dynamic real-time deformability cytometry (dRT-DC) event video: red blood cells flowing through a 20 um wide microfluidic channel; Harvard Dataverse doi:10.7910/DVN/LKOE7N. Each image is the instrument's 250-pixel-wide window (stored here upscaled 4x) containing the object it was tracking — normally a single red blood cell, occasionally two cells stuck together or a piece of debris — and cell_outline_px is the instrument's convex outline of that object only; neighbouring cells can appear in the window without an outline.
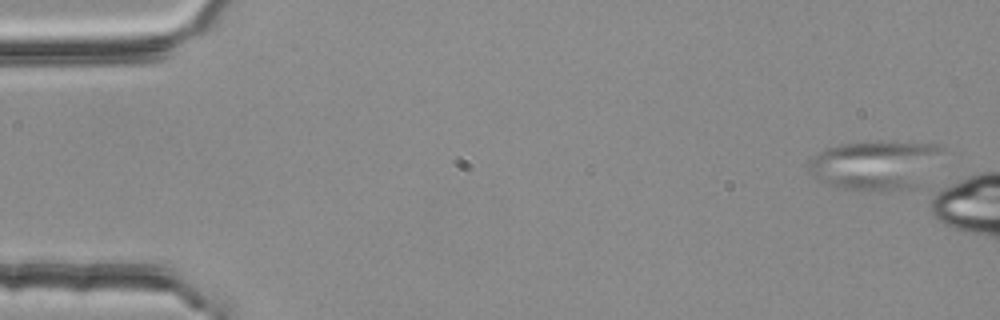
{"species": "common noctule bat (a hibernating species)", "species_latin": "Nyctalus noctula", "temperature_condition": "room temperature", "stored_images_in_passage": 1, "camera_frame_rate_fps": 3000, "um_per_image_px": 0.085, "animal": {"sex": "female", "body_mass_g": 25.1}, "frame": {"image": 1, "passage_image": 1, "time_ms": 0.0, "image_size_px": [1000, 320], "cell_outline_px": [[940, 148], [916, 188], [892, 192], [860, 192], [840, 188], [828, 184], [812, 176], [808, 168], [808, 164], [812, 156], [824, 148], [844, 144], [880, 140], [936, 144]], "centroid_in_image_um": [74.26, 14.06], "position_along_channel_um": 10.7, "area_um2": 38.32}}